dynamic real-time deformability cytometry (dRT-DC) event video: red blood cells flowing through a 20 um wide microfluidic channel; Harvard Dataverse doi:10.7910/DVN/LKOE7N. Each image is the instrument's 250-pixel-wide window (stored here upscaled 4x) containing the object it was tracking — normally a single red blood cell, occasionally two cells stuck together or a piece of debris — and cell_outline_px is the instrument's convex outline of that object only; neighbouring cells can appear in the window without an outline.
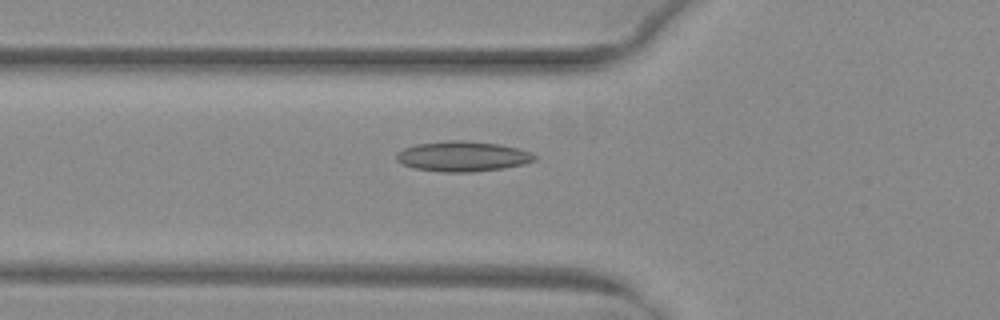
{"species": "common noctule bat (a hibernating species)", "species_latin": "Nyctalus noctula", "temperature_condition": "warm", "stored_images_in_passage": 40, "camera_frame_rate_fps": 3000, "um_per_image_px": 0.085, "animal": {"sex": "female", "body_mass_g": 29.2, "forearm_length_mm": 56.3}, "frame": {"image": 1, "passage_image": 11, "time_ms": 3.333, "image_size_px": [1000, 320], "cell_outline_px": [[536, 160], [524, 164], [504, 168], [472, 172], [444, 172], [412, 168], [396, 160], [396, 152], [404, 148], [416, 144], [448, 140], [464, 140], [500, 144], [516, 148], [528, 152], [536, 156]], "centroid_in_image_um": [39.3, 13.29], "position_along_channel_um": 86.5, "area_um2": 24.33}}
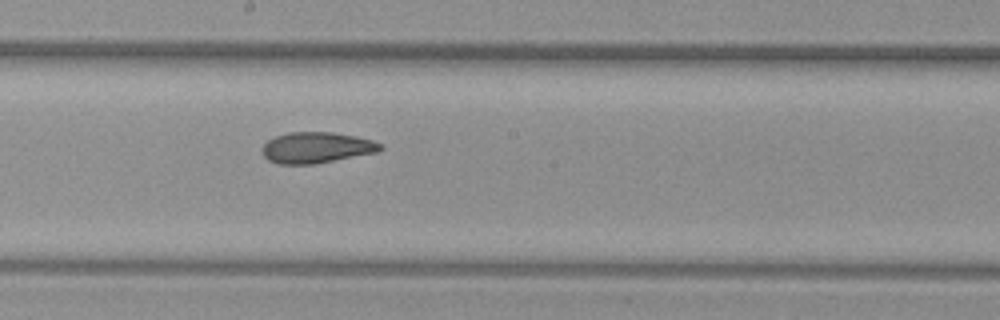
{"frame": {"image": 2, "passage_image": 21, "time_ms": 6.667, "image_size_px": [1000, 320], "cell_outline_px": [[384, 148], [380, 152], [316, 164], [276, 164], [268, 160], [264, 156], [260, 148], [268, 140], [276, 136], [288, 132], [332, 132], [356, 136], [372, 140], [380, 144]], "centroid_in_image_um": [26.9, 12.55], "position_along_channel_um": 221.3, "area_um2": 21.62}}
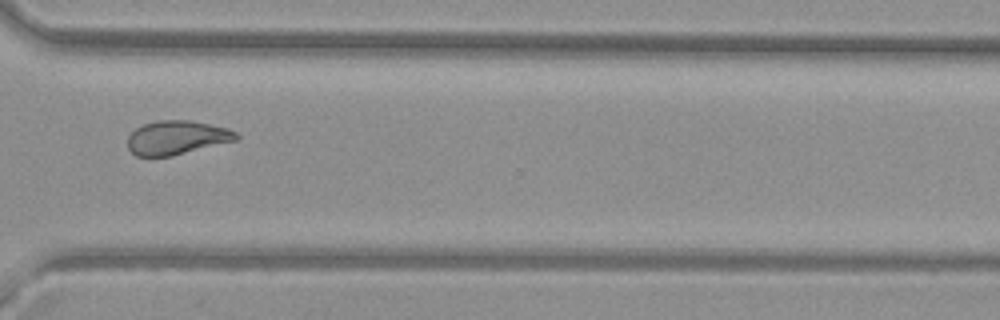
{"frame": {"image": 3, "passage_image": 31, "time_ms": 10.0, "image_size_px": [1000, 320], "cell_outline_px": [[240, 136], [236, 140], [172, 156], [136, 156], [128, 148], [128, 136], [136, 128], [144, 124], [160, 120], [188, 120], [228, 128], [236, 132]], "centroid_in_image_um": [15.02, 11.7], "position_along_channel_um": 355.6, "area_um2": 21.27}, "authors_computed_cell_mechanics": {"area_um2": 22.1374, "velocity_mm_per_s": 4.027, "shape_relaxation_time_tau1_ms": null, "shape_relaxation_time_tau2_ms": 2.5573, "deformation_change_tau1": null, "deformation_change_tau2": 0.0954}}